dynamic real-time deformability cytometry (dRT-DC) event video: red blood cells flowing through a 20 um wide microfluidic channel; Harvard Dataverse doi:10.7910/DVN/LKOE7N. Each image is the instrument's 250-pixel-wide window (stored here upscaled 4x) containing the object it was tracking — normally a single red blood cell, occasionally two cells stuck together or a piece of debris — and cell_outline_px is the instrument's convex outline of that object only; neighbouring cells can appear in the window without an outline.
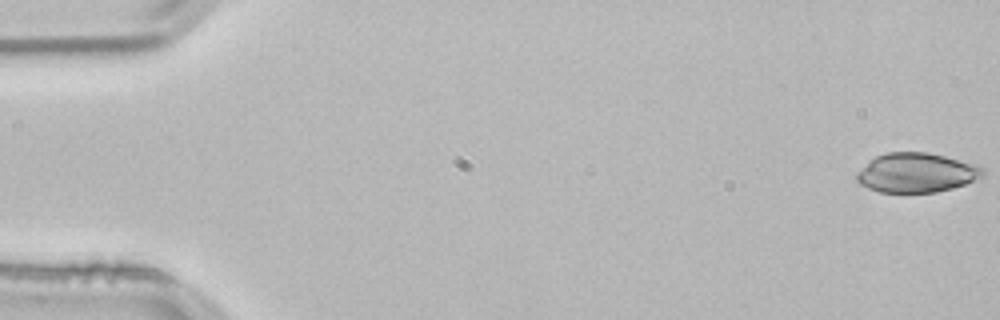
{"species": "common noctule bat (a hibernating species)", "species_latin": "Nyctalus noctula", "temperature_condition": "room temperature", "stored_images_in_passage": 53, "camera_frame_rate_fps": 3000, "um_per_image_px": 0.085, "animal": {"sex": "male", "body_mass_g": 21.5, "forearm_length_mm": 52.0}, "frame": {"image": 1, "passage_image": 1, "time_ms": 0.0, "image_size_px": [1000, 320], "cell_outline_px": [[984, 176], [964, 184], [952, 188], [936, 192], [880, 192], [868, 188], [860, 184], [856, 180], [856, 172], [876, 156], [888, 152], [928, 152], [976, 164], [984, 168]], "centroid_in_image_um": [77.9, 14.68], "position_along_channel_um": 7.1, "area_um2": 28.9}}
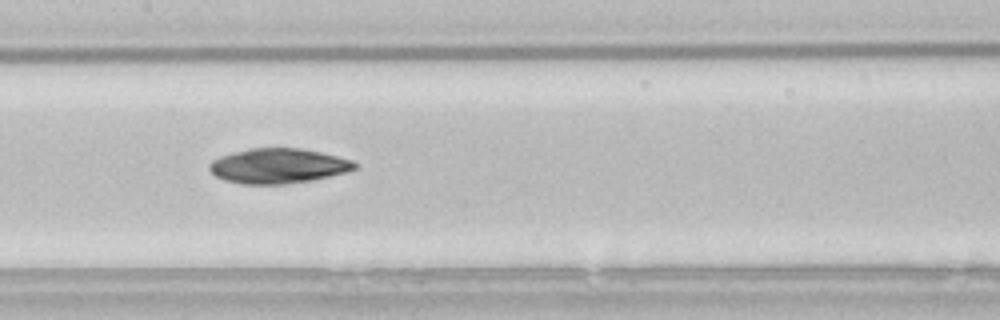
{"frame": {"image": 2, "passage_image": 26, "time_ms": 8.333, "image_size_px": [1000, 320], "cell_outline_px": [[360, 164], [356, 168], [344, 172], [312, 180], [284, 184], [240, 184], [224, 180], [216, 176], [208, 168], [208, 164], [212, 160], [220, 156], [232, 152], [248, 148], [300, 148], [320, 152], [352, 160]], "centroid_in_image_um": [23.61, 14.1], "position_along_channel_um": 183.8, "area_um2": 29.59}}
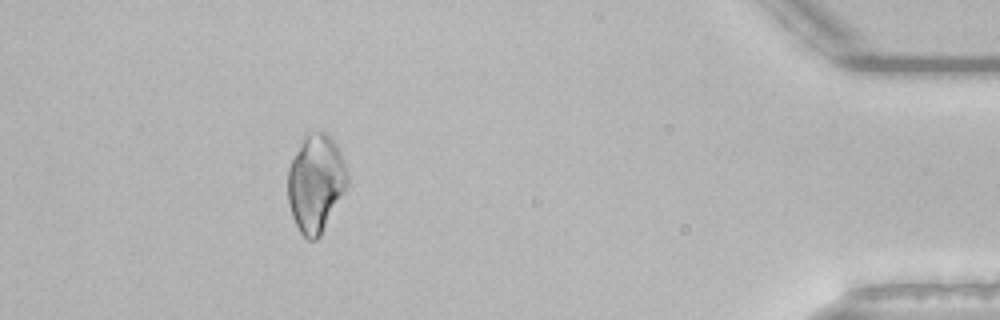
{"frame": {"image": 3, "passage_image": 48, "time_ms": 15.667, "image_size_px": [1000, 320], "cell_outline_px": [[348, 184], [344, 192], [320, 236], [316, 240], [308, 240], [300, 232], [292, 216], [288, 204], [288, 168], [304, 132], [328, 132], [332, 136], [336, 144], [348, 172]], "centroid_in_image_um": [26.83, 15.53], "position_along_channel_um": 408.4, "area_um2": 34.1}}